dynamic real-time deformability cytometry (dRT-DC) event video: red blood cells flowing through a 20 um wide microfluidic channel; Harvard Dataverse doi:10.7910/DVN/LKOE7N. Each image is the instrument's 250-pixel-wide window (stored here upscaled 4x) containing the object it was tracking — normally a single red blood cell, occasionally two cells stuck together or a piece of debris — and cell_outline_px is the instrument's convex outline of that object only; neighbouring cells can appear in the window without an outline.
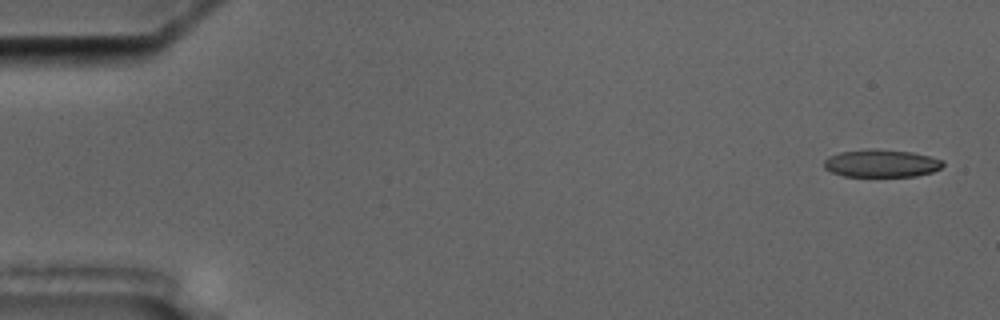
{"species": "common noctule bat (a hibernating species)", "species_latin": "Nyctalus noctula", "temperature_condition": "cold", "stored_images_in_passage": 6, "camera_frame_rate_fps": 3000, "um_per_image_px": 0.085, "animal": {"sex": "male", "body_mass_g": 17.5, "forearm_length_mm": 52.3}, "frame": {"image": 1, "passage_image": 1, "time_ms": 0.0, "image_size_px": [1000, 320], "cell_outline_px": [[944, 164], [940, 168], [932, 172], [916, 176], [844, 176], [832, 172], [824, 168], [824, 160], [828, 156], [840, 152], [868, 148], [876, 148], [912, 152], [944, 160]], "centroid_in_image_um": [74.9, 13.87], "position_along_channel_um": 10.1, "area_um2": 19.31}}
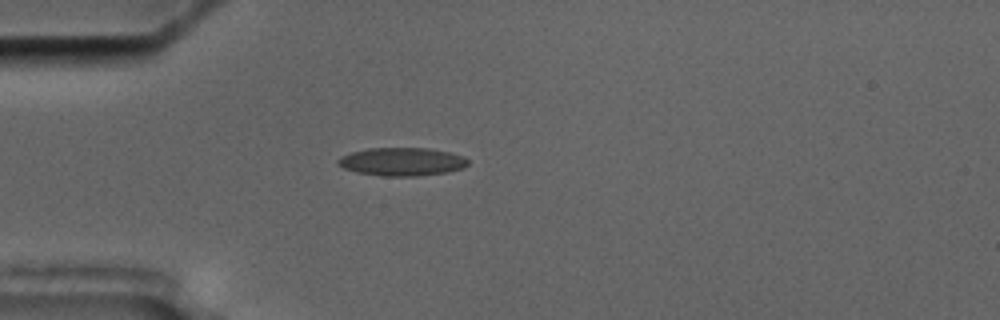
{"frame": {"image": 2, "passage_image": 5, "time_ms": 4.667, "image_size_px": [1000, 320], "cell_outline_px": [[468, 164], [464, 168], [448, 172], [416, 176], [384, 176], [356, 172], [344, 168], [336, 164], [336, 160], [340, 156], [352, 152], [368, 148], [428, 148], [448, 152], [464, 156], [468, 160]], "centroid_in_image_um": [34.15, 13.74], "position_along_channel_um": 50.8, "area_um2": 21.44}}